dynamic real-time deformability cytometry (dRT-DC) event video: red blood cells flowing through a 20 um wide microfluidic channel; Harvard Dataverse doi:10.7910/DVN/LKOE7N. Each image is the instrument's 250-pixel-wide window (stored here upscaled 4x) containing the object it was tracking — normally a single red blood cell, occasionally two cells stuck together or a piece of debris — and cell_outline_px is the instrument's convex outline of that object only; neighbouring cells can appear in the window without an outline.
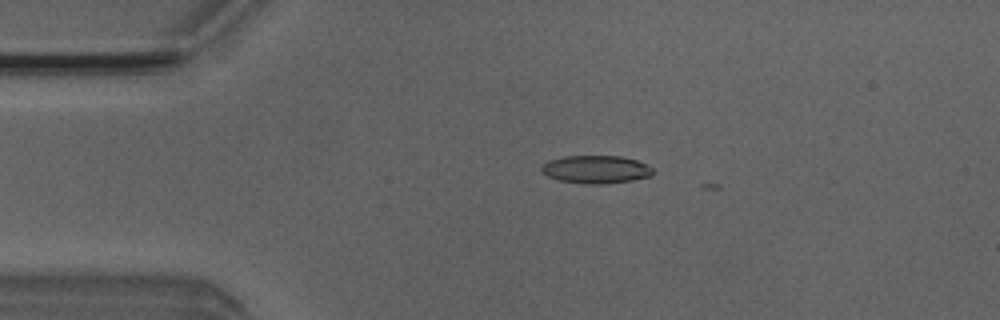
{"species": "Egyptian fruit bat (a non-hibernating species)", "species_latin": "Rousettus aegyptiacus", "temperature_condition": "room temperature", "stored_images_in_passage": 5, "camera_frame_rate_fps": 3000, "um_per_image_px": 0.085, "animal": {"sex": "male"}, "frame": {"image": 1, "passage_image": 4, "time_ms": 1.0, "image_size_px": [1000, 320], "cell_outline_px": [[652, 176], [632, 180], [604, 184], [584, 184], [560, 180], [548, 176], [540, 168], [548, 160], [564, 156], [620, 156], [636, 160], [652, 168]], "centroid_in_image_um": [50.65, 14.4], "position_along_channel_um": 34.4, "area_um2": 17.98}}